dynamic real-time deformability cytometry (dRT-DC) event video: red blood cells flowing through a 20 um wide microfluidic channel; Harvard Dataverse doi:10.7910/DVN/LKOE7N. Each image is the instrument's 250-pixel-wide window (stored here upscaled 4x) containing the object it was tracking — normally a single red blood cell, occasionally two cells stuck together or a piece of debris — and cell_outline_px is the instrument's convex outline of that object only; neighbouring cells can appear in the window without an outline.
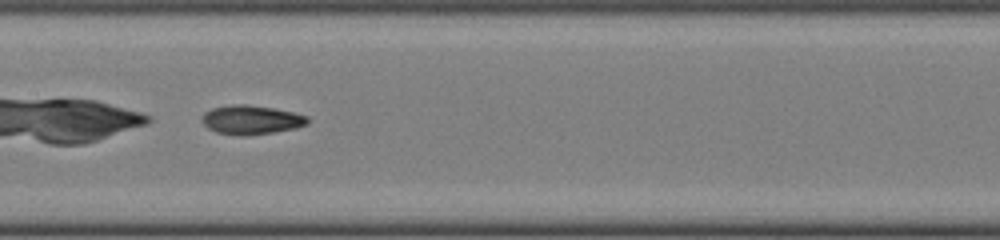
{"species": "common noctule bat (a hibernating species)", "species_latin": "Nyctalus noctula", "temperature_condition": "cold", "stored_images_in_passage": 41, "camera_frame_rate_fps": 3000, "um_per_image_px": 0.085, "animal": {"sex": "female", "body_mass_g": 22.0, "forearm_length_mm": 56.7}, "frame": {"image": 1, "passage_image": 21, "time_ms": 6.667, "image_size_px": [1000, 240], "cell_outline_px": [[308, 124], [296, 128], [248, 136], [240, 136], [216, 132], [208, 128], [200, 120], [200, 116], [204, 112], [212, 108], [232, 104], [248, 104], [276, 108], [308, 116]], "centroid_in_image_um": [21.32, 10.18], "position_along_channel_um": 186.1, "area_um2": 18.15}}
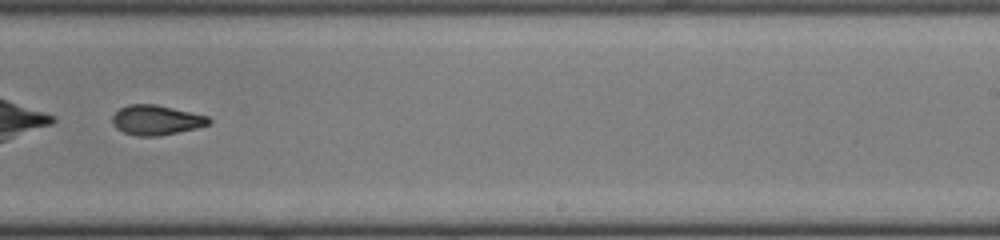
{"frame": {"image": 2, "passage_image": 27, "time_ms": 8.667, "image_size_px": [1000, 240], "cell_outline_px": [[212, 120], [208, 124], [196, 128], [160, 136], [136, 136], [124, 132], [116, 128], [112, 124], [112, 116], [120, 108], [128, 104], [156, 104], [208, 116]], "centroid_in_image_um": [13.26, 10.2], "position_along_channel_um": 275.7, "area_um2": 16.76}}
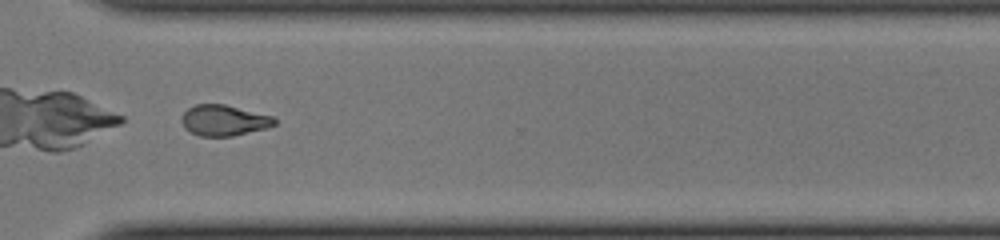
{"frame": {"image": 3, "passage_image": 32, "time_ms": 10.333, "image_size_px": [1000, 240], "cell_outline_px": [[276, 124], [268, 128], [232, 136], [200, 136], [184, 128], [180, 120], [184, 112], [188, 108], [196, 104], [224, 104], [272, 116], [276, 120]], "centroid_in_image_um": [19.02, 10.23], "position_along_channel_um": 351.6, "area_um2": 16.65}}